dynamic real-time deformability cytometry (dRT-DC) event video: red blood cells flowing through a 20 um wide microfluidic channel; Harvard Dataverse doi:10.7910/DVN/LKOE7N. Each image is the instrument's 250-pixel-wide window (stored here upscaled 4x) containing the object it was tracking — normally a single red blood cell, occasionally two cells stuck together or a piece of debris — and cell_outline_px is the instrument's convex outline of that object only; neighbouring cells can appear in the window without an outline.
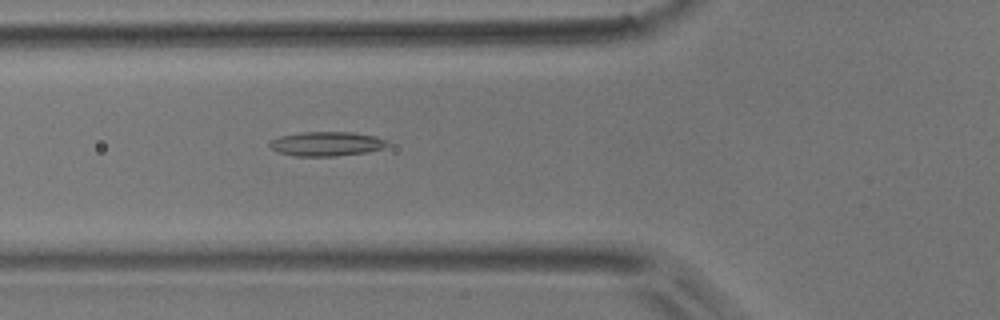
{"species": "common noctule bat (a hibernating species)", "species_latin": "Nyctalus noctula", "temperature_condition": "room temperature", "stored_images_in_passage": 5, "camera_frame_rate_fps": 3000, "um_per_image_px": 0.085, "animal": {"sex": "male", "body_mass_g": 17.9}, "frame": {"image": 1, "passage_image": 5, "time_ms": 5.667, "image_size_px": [1000, 320], "cell_outline_px": [[388, 144], [384, 148], [368, 152], [336, 156], [296, 156], [276, 152], [268, 144], [272, 140], [280, 136], [300, 132], [352, 132], [376, 136], [384, 140]], "centroid_in_image_um": [27.74, 12.23], "position_along_channel_um": 98.1, "area_um2": 16.7}}